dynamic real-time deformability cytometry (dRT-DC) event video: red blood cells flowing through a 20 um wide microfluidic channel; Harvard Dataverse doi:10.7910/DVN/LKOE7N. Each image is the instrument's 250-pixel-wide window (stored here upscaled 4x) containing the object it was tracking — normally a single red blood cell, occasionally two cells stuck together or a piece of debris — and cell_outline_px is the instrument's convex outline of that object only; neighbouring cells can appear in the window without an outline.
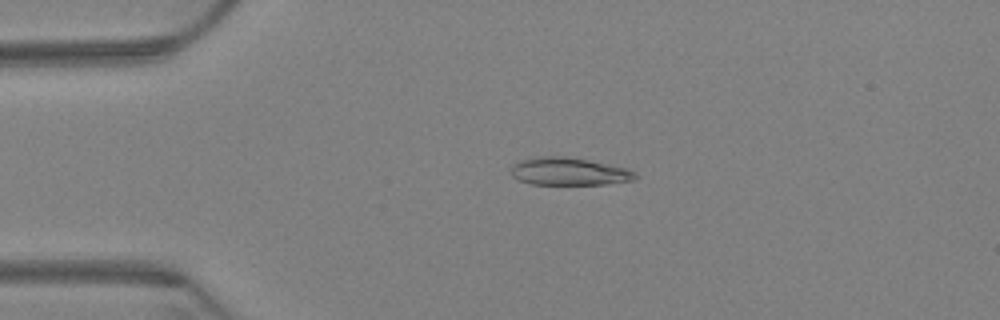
{"species": "Egyptian fruit bat (a non-hibernating species)", "species_latin": "Rousettus aegyptiacus", "temperature_condition": "warm", "stored_images_in_passage": 64, "camera_frame_rate_fps": 3000, "um_per_image_px": 0.085, "animal": {"sex": "female"}, "frame": {"image": 1, "passage_image": 15, "time_ms": 4.667, "image_size_px": [1000, 320], "cell_outline_px": [[640, 176], [636, 180], [604, 184], [528, 184], [512, 176], [512, 164], [520, 160], [544, 156], [564, 156], [588, 160], [628, 168], [636, 172]], "centroid_in_image_um": [48.41, 14.58], "position_along_channel_um": 36.6, "area_um2": 20.11}}
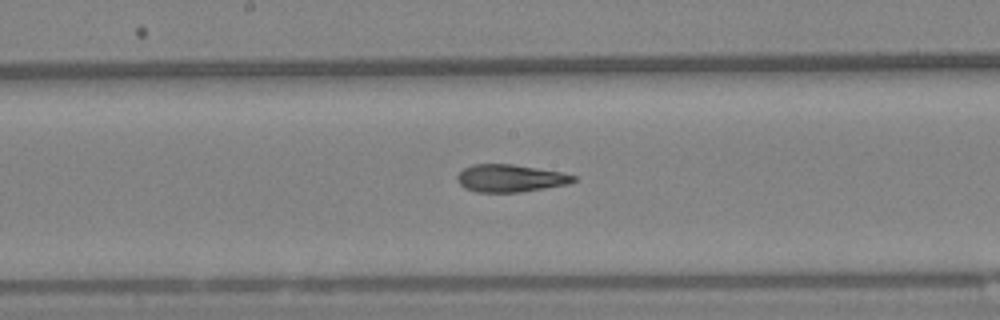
{"frame": {"image": 2, "passage_image": 34, "time_ms": 11.0, "image_size_px": [1000, 320], "cell_outline_px": [[576, 180], [568, 184], [520, 192], [476, 192], [464, 188], [456, 180], [456, 176], [464, 168], [472, 164], [512, 164], [560, 172], [576, 176]], "centroid_in_image_um": [43.33, 15.15], "position_along_channel_um": 204.9, "area_um2": 18.55}}
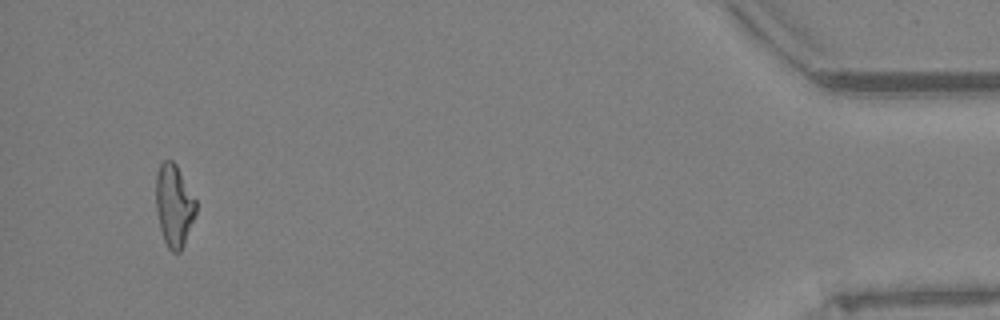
{"frame": {"image": 3, "passage_image": 61, "time_ms": 20.0, "image_size_px": [1000, 320], "cell_outline_px": [[196, 212], [184, 244], [180, 252], [172, 252], [168, 248], [164, 240], [160, 228], [156, 208], [156, 176], [160, 164], [164, 160], [172, 160], [176, 164], [196, 200]], "centroid_in_image_um": [14.79, 17.46], "position_along_channel_um": 420.4, "area_um2": 19.02}, "authors_computed_cell_mechanics": {"area_um2": 19.6231, "velocity_mm_per_s": 3.2497, "shape_relaxation_time_tau1_ms": null, "shape_relaxation_time_tau2_ms": 2.1102, "deformation_change_tau1": null, "deformation_change_tau2": 0.1}}